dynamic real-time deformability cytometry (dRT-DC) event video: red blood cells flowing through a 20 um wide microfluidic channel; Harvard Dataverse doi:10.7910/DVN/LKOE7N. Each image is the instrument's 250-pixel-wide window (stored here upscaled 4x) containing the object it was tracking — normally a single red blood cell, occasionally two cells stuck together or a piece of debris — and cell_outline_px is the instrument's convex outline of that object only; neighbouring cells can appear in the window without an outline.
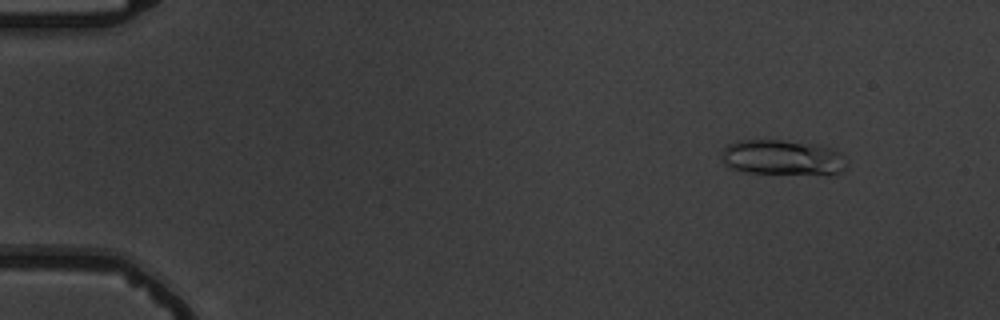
{"species": "common noctule bat (a hibernating species)", "species_latin": "Nyctalus noctula", "temperature_condition": "warm", "stored_images_in_passage": 6, "camera_frame_rate_fps": 3000, "um_per_image_px": 0.085, "animal": {"sex": "male", "body_mass_g": 19.5, "forearm_length_mm": 54.6}, "frame": {"image": 1, "passage_image": 2, "time_ms": 1.0, "image_size_px": [1000, 320], "cell_outline_px": [[848, 168], [844, 172], [744, 172], [728, 168], [724, 164], [720, 152], [728, 144], [740, 140], [784, 140], [820, 144], [836, 148], [848, 160]], "centroid_in_image_um": [66.53, 13.34], "position_along_channel_um": 18.5, "area_um2": 25.66}}